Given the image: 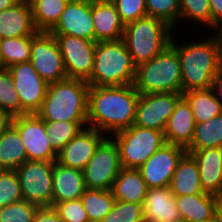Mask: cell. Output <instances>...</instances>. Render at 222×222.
Here are the masks:
<instances>
[{"label":"cell","instance_id":"5","mask_svg":"<svg viewBox=\"0 0 222 222\" xmlns=\"http://www.w3.org/2000/svg\"><path fill=\"white\" fill-rule=\"evenodd\" d=\"M174 28L154 17L145 16L124 27L123 38L134 65L150 61L170 44Z\"/></svg>","mask_w":222,"mask_h":222},{"label":"cell","instance_id":"48","mask_svg":"<svg viewBox=\"0 0 222 222\" xmlns=\"http://www.w3.org/2000/svg\"><path fill=\"white\" fill-rule=\"evenodd\" d=\"M96 2H113V0H91Z\"/></svg>","mask_w":222,"mask_h":222},{"label":"cell","instance_id":"16","mask_svg":"<svg viewBox=\"0 0 222 222\" xmlns=\"http://www.w3.org/2000/svg\"><path fill=\"white\" fill-rule=\"evenodd\" d=\"M49 33L71 35L95 41L91 0H69L57 24Z\"/></svg>","mask_w":222,"mask_h":222},{"label":"cell","instance_id":"14","mask_svg":"<svg viewBox=\"0 0 222 222\" xmlns=\"http://www.w3.org/2000/svg\"><path fill=\"white\" fill-rule=\"evenodd\" d=\"M181 98V92L140 94L134 125L164 132L168 118Z\"/></svg>","mask_w":222,"mask_h":222},{"label":"cell","instance_id":"11","mask_svg":"<svg viewBox=\"0 0 222 222\" xmlns=\"http://www.w3.org/2000/svg\"><path fill=\"white\" fill-rule=\"evenodd\" d=\"M12 125L18 130L26 149L27 160L55 162L57 153L50 144L45 121L36 113L13 116Z\"/></svg>","mask_w":222,"mask_h":222},{"label":"cell","instance_id":"36","mask_svg":"<svg viewBox=\"0 0 222 222\" xmlns=\"http://www.w3.org/2000/svg\"><path fill=\"white\" fill-rule=\"evenodd\" d=\"M0 108L8 111L12 116L21 115L20 101L13 87L11 74L3 67H0Z\"/></svg>","mask_w":222,"mask_h":222},{"label":"cell","instance_id":"27","mask_svg":"<svg viewBox=\"0 0 222 222\" xmlns=\"http://www.w3.org/2000/svg\"><path fill=\"white\" fill-rule=\"evenodd\" d=\"M25 161L26 149L18 130L11 124L0 134V170H16Z\"/></svg>","mask_w":222,"mask_h":222},{"label":"cell","instance_id":"43","mask_svg":"<svg viewBox=\"0 0 222 222\" xmlns=\"http://www.w3.org/2000/svg\"><path fill=\"white\" fill-rule=\"evenodd\" d=\"M32 222H62L52 206L38 207Z\"/></svg>","mask_w":222,"mask_h":222},{"label":"cell","instance_id":"37","mask_svg":"<svg viewBox=\"0 0 222 222\" xmlns=\"http://www.w3.org/2000/svg\"><path fill=\"white\" fill-rule=\"evenodd\" d=\"M100 222H144L142 203L115 200L109 213Z\"/></svg>","mask_w":222,"mask_h":222},{"label":"cell","instance_id":"46","mask_svg":"<svg viewBox=\"0 0 222 222\" xmlns=\"http://www.w3.org/2000/svg\"><path fill=\"white\" fill-rule=\"evenodd\" d=\"M215 222H222V192L215 195Z\"/></svg>","mask_w":222,"mask_h":222},{"label":"cell","instance_id":"19","mask_svg":"<svg viewBox=\"0 0 222 222\" xmlns=\"http://www.w3.org/2000/svg\"><path fill=\"white\" fill-rule=\"evenodd\" d=\"M197 161L200 183L205 193L217 195L222 192V147L187 151Z\"/></svg>","mask_w":222,"mask_h":222},{"label":"cell","instance_id":"39","mask_svg":"<svg viewBox=\"0 0 222 222\" xmlns=\"http://www.w3.org/2000/svg\"><path fill=\"white\" fill-rule=\"evenodd\" d=\"M38 206L24 199L0 208V222H32Z\"/></svg>","mask_w":222,"mask_h":222},{"label":"cell","instance_id":"12","mask_svg":"<svg viewBox=\"0 0 222 222\" xmlns=\"http://www.w3.org/2000/svg\"><path fill=\"white\" fill-rule=\"evenodd\" d=\"M67 77L87 81L93 70L95 41L71 35H54Z\"/></svg>","mask_w":222,"mask_h":222},{"label":"cell","instance_id":"25","mask_svg":"<svg viewBox=\"0 0 222 222\" xmlns=\"http://www.w3.org/2000/svg\"><path fill=\"white\" fill-rule=\"evenodd\" d=\"M169 188L175 196L205 193L200 183L197 161L191 154L186 153L179 161Z\"/></svg>","mask_w":222,"mask_h":222},{"label":"cell","instance_id":"2","mask_svg":"<svg viewBox=\"0 0 222 222\" xmlns=\"http://www.w3.org/2000/svg\"><path fill=\"white\" fill-rule=\"evenodd\" d=\"M204 40L179 44L174 34L171 46L177 51L181 67V93L192 90L209 89L215 77L222 71V37L213 32Z\"/></svg>","mask_w":222,"mask_h":222},{"label":"cell","instance_id":"29","mask_svg":"<svg viewBox=\"0 0 222 222\" xmlns=\"http://www.w3.org/2000/svg\"><path fill=\"white\" fill-rule=\"evenodd\" d=\"M38 32H49L58 22L69 0H28Z\"/></svg>","mask_w":222,"mask_h":222},{"label":"cell","instance_id":"23","mask_svg":"<svg viewBox=\"0 0 222 222\" xmlns=\"http://www.w3.org/2000/svg\"><path fill=\"white\" fill-rule=\"evenodd\" d=\"M196 122L187 101L182 97L168 118L164 129L166 143L187 147L194 136Z\"/></svg>","mask_w":222,"mask_h":222},{"label":"cell","instance_id":"22","mask_svg":"<svg viewBox=\"0 0 222 222\" xmlns=\"http://www.w3.org/2000/svg\"><path fill=\"white\" fill-rule=\"evenodd\" d=\"M52 177V207L59 202L80 199L86 190L82 170L65 167L55 161Z\"/></svg>","mask_w":222,"mask_h":222},{"label":"cell","instance_id":"10","mask_svg":"<svg viewBox=\"0 0 222 222\" xmlns=\"http://www.w3.org/2000/svg\"><path fill=\"white\" fill-rule=\"evenodd\" d=\"M30 63L47 84L68 78L59 46L49 32H38L32 38Z\"/></svg>","mask_w":222,"mask_h":222},{"label":"cell","instance_id":"18","mask_svg":"<svg viewBox=\"0 0 222 222\" xmlns=\"http://www.w3.org/2000/svg\"><path fill=\"white\" fill-rule=\"evenodd\" d=\"M142 208L144 222H182L169 187L148 189Z\"/></svg>","mask_w":222,"mask_h":222},{"label":"cell","instance_id":"35","mask_svg":"<svg viewBox=\"0 0 222 222\" xmlns=\"http://www.w3.org/2000/svg\"><path fill=\"white\" fill-rule=\"evenodd\" d=\"M147 16L158 18L177 30L180 0H145Z\"/></svg>","mask_w":222,"mask_h":222},{"label":"cell","instance_id":"38","mask_svg":"<svg viewBox=\"0 0 222 222\" xmlns=\"http://www.w3.org/2000/svg\"><path fill=\"white\" fill-rule=\"evenodd\" d=\"M23 199L16 170H0V208Z\"/></svg>","mask_w":222,"mask_h":222},{"label":"cell","instance_id":"4","mask_svg":"<svg viewBox=\"0 0 222 222\" xmlns=\"http://www.w3.org/2000/svg\"><path fill=\"white\" fill-rule=\"evenodd\" d=\"M136 66L125 42H97L93 70L86 81L89 86H122L134 84Z\"/></svg>","mask_w":222,"mask_h":222},{"label":"cell","instance_id":"15","mask_svg":"<svg viewBox=\"0 0 222 222\" xmlns=\"http://www.w3.org/2000/svg\"><path fill=\"white\" fill-rule=\"evenodd\" d=\"M186 153L185 147L169 143L157 150L138 168L147 188L169 187L179 161Z\"/></svg>","mask_w":222,"mask_h":222},{"label":"cell","instance_id":"13","mask_svg":"<svg viewBox=\"0 0 222 222\" xmlns=\"http://www.w3.org/2000/svg\"><path fill=\"white\" fill-rule=\"evenodd\" d=\"M18 93L21 115L36 113L45 98L48 84L36 72L30 61L7 68Z\"/></svg>","mask_w":222,"mask_h":222},{"label":"cell","instance_id":"33","mask_svg":"<svg viewBox=\"0 0 222 222\" xmlns=\"http://www.w3.org/2000/svg\"><path fill=\"white\" fill-rule=\"evenodd\" d=\"M85 127L87 122L45 121L46 133L56 153Z\"/></svg>","mask_w":222,"mask_h":222},{"label":"cell","instance_id":"30","mask_svg":"<svg viewBox=\"0 0 222 222\" xmlns=\"http://www.w3.org/2000/svg\"><path fill=\"white\" fill-rule=\"evenodd\" d=\"M222 147V114L205 122L196 123L194 136L186 151Z\"/></svg>","mask_w":222,"mask_h":222},{"label":"cell","instance_id":"20","mask_svg":"<svg viewBox=\"0 0 222 222\" xmlns=\"http://www.w3.org/2000/svg\"><path fill=\"white\" fill-rule=\"evenodd\" d=\"M37 33L28 0H19L12 7L0 11V40Z\"/></svg>","mask_w":222,"mask_h":222},{"label":"cell","instance_id":"32","mask_svg":"<svg viewBox=\"0 0 222 222\" xmlns=\"http://www.w3.org/2000/svg\"><path fill=\"white\" fill-rule=\"evenodd\" d=\"M80 199L90 222H100L115 202L111 189L86 188Z\"/></svg>","mask_w":222,"mask_h":222},{"label":"cell","instance_id":"41","mask_svg":"<svg viewBox=\"0 0 222 222\" xmlns=\"http://www.w3.org/2000/svg\"><path fill=\"white\" fill-rule=\"evenodd\" d=\"M53 208L62 222H90L81 199L59 202Z\"/></svg>","mask_w":222,"mask_h":222},{"label":"cell","instance_id":"28","mask_svg":"<svg viewBox=\"0 0 222 222\" xmlns=\"http://www.w3.org/2000/svg\"><path fill=\"white\" fill-rule=\"evenodd\" d=\"M182 97L192 109L196 123L205 122L222 114V105L212 88L186 91L182 93Z\"/></svg>","mask_w":222,"mask_h":222},{"label":"cell","instance_id":"6","mask_svg":"<svg viewBox=\"0 0 222 222\" xmlns=\"http://www.w3.org/2000/svg\"><path fill=\"white\" fill-rule=\"evenodd\" d=\"M134 87L140 94L181 92V67L177 51L169 45L136 67Z\"/></svg>","mask_w":222,"mask_h":222},{"label":"cell","instance_id":"34","mask_svg":"<svg viewBox=\"0 0 222 222\" xmlns=\"http://www.w3.org/2000/svg\"><path fill=\"white\" fill-rule=\"evenodd\" d=\"M190 20L211 29V9L209 0H180L179 22Z\"/></svg>","mask_w":222,"mask_h":222},{"label":"cell","instance_id":"24","mask_svg":"<svg viewBox=\"0 0 222 222\" xmlns=\"http://www.w3.org/2000/svg\"><path fill=\"white\" fill-rule=\"evenodd\" d=\"M182 222L215 221V195L209 193L175 196Z\"/></svg>","mask_w":222,"mask_h":222},{"label":"cell","instance_id":"31","mask_svg":"<svg viewBox=\"0 0 222 222\" xmlns=\"http://www.w3.org/2000/svg\"><path fill=\"white\" fill-rule=\"evenodd\" d=\"M36 34L0 40V67L9 68L14 64L30 61L32 38Z\"/></svg>","mask_w":222,"mask_h":222},{"label":"cell","instance_id":"44","mask_svg":"<svg viewBox=\"0 0 222 222\" xmlns=\"http://www.w3.org/2000/svg\"><path fill=\"white\" fill-rule=\"evenodd\" d=\"M13 116L6 110L0 108V134L12 124Z\"/></svg>","mask_w":222,"mask_h":222},{"label":"cell","instance_id":"3","mask_svg":"<svg viewBox=\"0 0 222 222\" xmlns=\"http://www.w3.org/2000/svg\"><path fill=\"white\" fill-rule=\"evenodd\" d=\"M89 87L85 80L74 78L48 84L36 114L44 121L87 122Z\"/></svg>","mask_w":222,"mask_h":222},{"label":"cell","instance_id":"49","mask_svg":"<svg viewBox=\"0 0 222 222\" xmlns=\"http://www.w3.org/2000/svg\"><path fill=\"white\" fill-rule=\"evenodd\" d=\"M187 222H200V221H187ZM209 222H215V221H209Z\"/></svg>","mask_w":222,"mask_h":222},{"label":"cell","instance_id":"17","mask_svg":"<svg viewBox=\"0 0 222 222\" xmlns=\"http://www.w3.org/2000/svg\"><path fill=\"white\" fill-rule=\"evenodd\" d=\"M106 137L94 128L85 127L57 153L56 162L65 167L83 170Z\"/></svg>","mask_w":222,"mask_h":222},{"label":"cell","instance_id":"45","mask_svg":"<svg viewBox=\"0 0 222 222\" xmlns=\"http://www.w3.org/2000/svg\"><path fill=\"white\" fill-rule=\"evenodd\" d=\"M211 88L213 89L218 102L222 105V71L215 77Z\"/></svg>","mask_w":222,"mask_h":222},{"label":"cell","instance_id":"26","mask_svg":"<svg viewBox=\"0 0 222 222\" xmlns=\"http://www.w3.org/2000/svg\"><path fill=\"white\" fill-rule=\"evenodd\" d=\"M147 190L140 171L134 168H121L111 188L115 200L133 203H142Z\"/></svg>","mask_w":222,"mask_h":222},{"label":"cell","instance_id":"47","mask_svg":"<svg viewBox=\"0 0 222 222\" xmlns=\"http://www.w3.org/2000/svg\"><path fill=\"white\" fill-rule=\"evenodd\" d=\"M19 0H0V11L15 5Z\"/></svg>","mask_w":222,"mask_h":222},{"label":"cell","instance_id":"8","mask_svg":"<svg viewBox=\"0 0 222 222\" xmlns=\"http://www.w3.org/2000/svg\"><path fill=\"white\" fill-rule=\"evenodd\" d=\"M53 165L54 162L27 160L16 169L25 201L38 207L52 206Z\"/></svg>","mask_w":222,"mask_h":222},{"label":"cell","instance_id":"9","mask_svg":"<svg viewBox=\"0 0 222 222\" xmlns=\"http://www.w3.org/2000/svg\"><path fill=\"white\" fill-rule=\"evenodd\" d=\"M121 168L118 147L107 136L82 170L86 188L111 189Z\"/></svg>","mask_w":222,"mask_h":222},{"label":"cell","instance_id":"40","mask_svg":"<svg viewBox=\"0 0 222 222\" xmlns=\"http://www.w3.org/2000/svg\"><path fill=\"white\" fill-rule=\"evenodd\" d=\"M124 25L147 16L145 0H113Z\"/></svg>","mask_w":222,"mask_h":222},{"label":"cell","instance_id":"1","mask_svg":"<svg viewBox=\"0 0 222 222\" xmlns=\"http://www.w3.org/2000/svg\"><path fill=\"white\" fill-rule=\"evenodd\" d=\"M139 96L140 93L133 84L90 86L87 106L88 127L110 136L134 125Z\"/></svg>","mask_w":222,"mask_h":222},{"label":"cell","instance_id":"42","mask_svg":"<svg viewBox=\"0 0 222 222\" xmlns=\"http://www.w3.org/2000/svg\"><path fill=\"white\" fill-rule=\"evenodd\" d=\"M211 9V29L222 30V0H209Z\"/></svg>","mask_w":222,"mask_h":222},{"label":"cell","instance_id":"7","mask_svg":"<svg viewBox=\"0 0 222 222\" xmlns=\"http://www.w3.org/2000/svg\"><path fill=\"white\" fill-rule=\"evenodd\" d=\"M110 137L118 147L122 168L138 169L166 143L163 131L135 125Z\"/></svg>","mask_w":222,"mask_h":222},{"label":"cell","instance_id":"21","mask_svg":"<svg viewBox=\"0 0 222 222\" xmlns=\"http://www.w3.org/2000/svg\"><path fill=\"white\" fill-rule=\"evenodd\" d=\"M95 42L118 41L123 38L125 25L113 2L91 1Z\"/></svg>","mask_w":222,"mask_h":222}]
</instances>
